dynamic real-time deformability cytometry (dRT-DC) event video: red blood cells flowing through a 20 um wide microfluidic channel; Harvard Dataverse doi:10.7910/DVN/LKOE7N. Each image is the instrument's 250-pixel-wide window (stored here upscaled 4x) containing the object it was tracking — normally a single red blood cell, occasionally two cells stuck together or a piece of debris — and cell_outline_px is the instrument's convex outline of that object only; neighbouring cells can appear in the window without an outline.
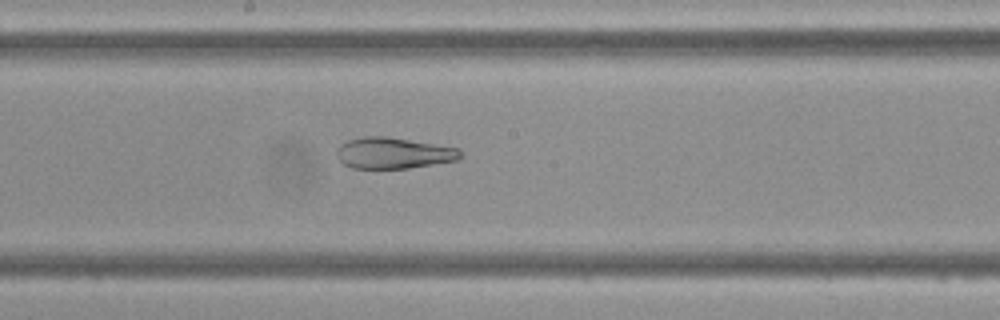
{"species": "Egyptian fruit bat (a non-hibernating species)", "species_latin": "Rousettus aegyptiacus", "temperature_condition": "cold", "stored_images_in_passage": 47, "camera_frame_rate_fps": 3000, "um_per_image_px": 0.085, "frame": {"image": 1, "passage_image": 25, "time_ms": 8.0, "image_size_px": [1000, 320], "cell_outline_px": [[464, 156], [460, 160], [408, 168], [352, 168], [344, 164], [336, 156], [336, 148], [340, 144], [348, 140], [364, 136], [388, 136], [460, 148]], "centroid_in_image_um": [33.48, 13.0], "position_along_channel_um": 214.7, "area_um2": 22.77}}
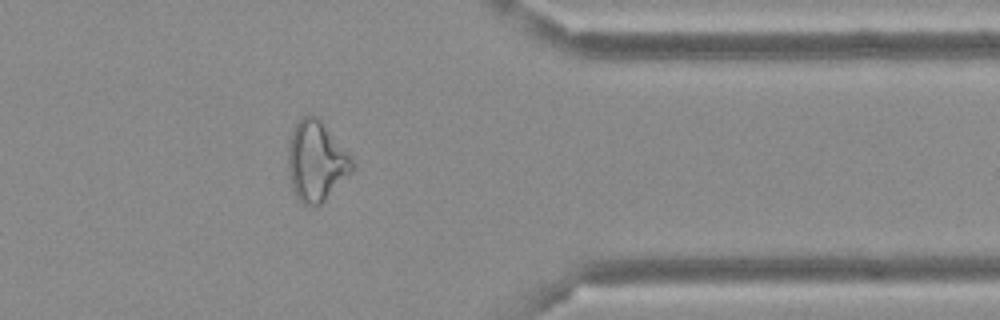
{"frame": {"image": 2, "passage_image": 38, "time_ms": 12.333, "image_size_px": [1000, 320], "cell_outline_px": [[356, 168], [320, 204], [304, 204], [296, 196], [292, 188], [288, 172], [288, 140], [300, 116], [320, 116], [352, 152], [356, 164]], "centroid_in_image_um": [26.95, 13.61], "position_along_channel_um": 384.5, "area_um2": 30.87}}
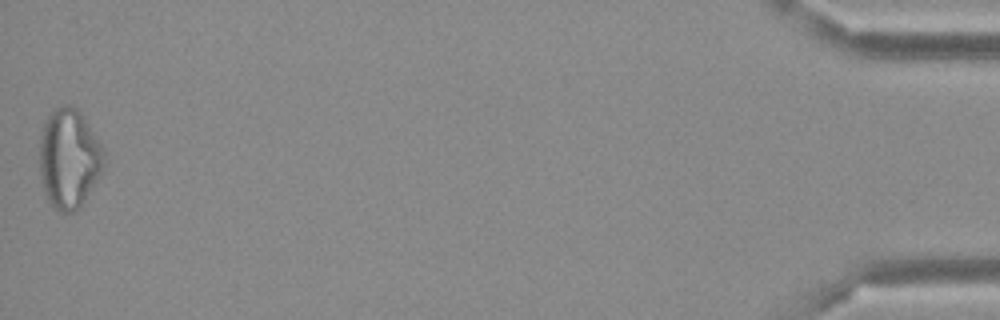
{"frame": {"image": 3, "passage_image": 47, "time_ms": 15.333, "image_size_px": [1000, 320], "cell_outline_px": [[104, 164], [100, 176], [80, 204], [72, 212], [60, 212], [48, 200], [44, 192], [40, 172], [40, 136], [44, 124], [48, 116], [56, 108], [64, 104], [68, 104], [76, 108], [80, 112], [104, 148]], "centroid_in_image_um": [5.86, 13.45], "position_along_channel_um": 429.3, "area_um2": 36.88}}